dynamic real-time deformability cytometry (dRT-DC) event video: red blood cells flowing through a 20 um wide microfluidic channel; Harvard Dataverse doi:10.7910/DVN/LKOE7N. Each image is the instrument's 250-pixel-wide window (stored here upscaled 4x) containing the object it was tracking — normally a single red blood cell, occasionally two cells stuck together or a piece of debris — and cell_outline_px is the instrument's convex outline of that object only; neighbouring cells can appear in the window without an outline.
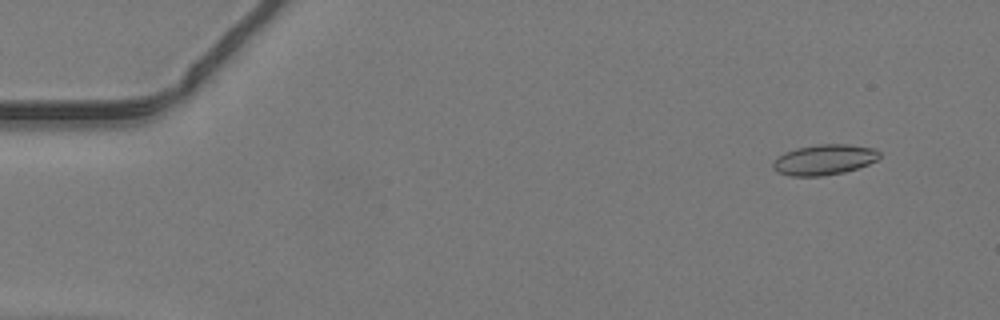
{"species": "common noctule bat (a hibernating species)", "species_latin": "Nyctalus noctula", "temperature_condition": "warm", "stored_images_in_passage": 48, "camera_frame_rate_fps": 3000, "um_per_image_px": 0.085, "animal": {"sex": "male", "body_mass_g": 19.2, "forearm_length_mm": 51.8}, "frame": {"image": 1, "passage_image": 4, "time_ms": 1.0, "image_size_px": [1000, 320], "cell_outline_px": [[880, 156], [876, 160], [868, 164], [844, 172], [824, 176], [792, 176], [776, 172], [772, 168], [772, 164], [784, 152], [796, 148], [816, 144], [852, 144], [876, 148], [880, 152]], "centroid_in_image_um": [70.07, 13.56], "position_along_channel_um": 14.9, "area_um2": 19.02}}
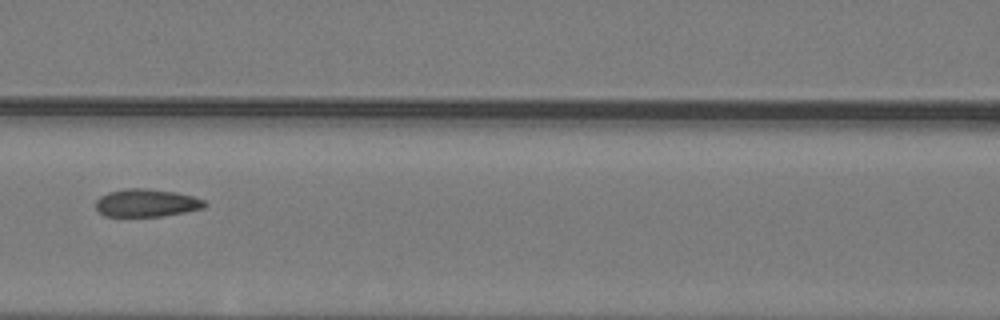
{"frame": {"image": 2, "passage_image": 22, "time_ms": 7.0, "image_size_px": [1000, 320], "cell_outline_px": [[208, 204], [204, 208], [164, 216], [104, 216], [96, 208], [96, 200], [100, 196], [108, 192], [124, 188], [144, 188], [176, 192], [192, 196], [204, 200]], "centroid_in_image_um": [12.45, 17.24], "position_along_channel_um": 154.1, "area_um2": 17.69}}
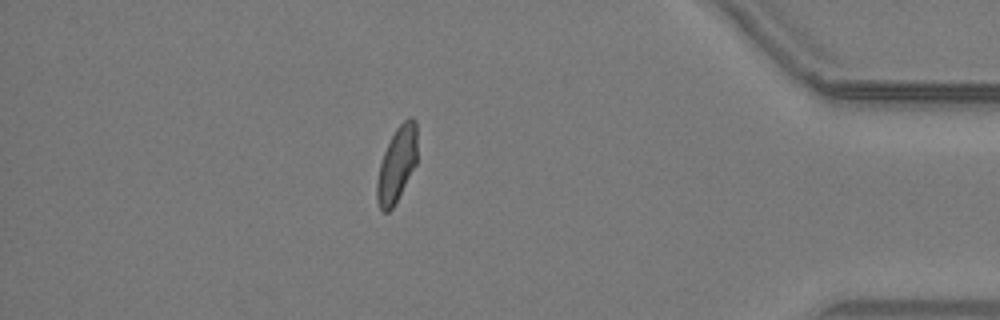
{"frame": {"image": 3, "passage_image": 42, "time_ms": 13.667, "image_size_px": [1000, 320], "cell_outline_px": [[416, 164], [392, 208], [388, 212], [384, 212], [380, 208], [376, 200], [376, 184], [380, 164], [384, 152], [396, 128], [408, 116], [412, 116], [416, 120]], "centroid_in_image_um": [33.72, 13.96], "position_along_channel_um": 401.5, "area_um2": 17.34}}